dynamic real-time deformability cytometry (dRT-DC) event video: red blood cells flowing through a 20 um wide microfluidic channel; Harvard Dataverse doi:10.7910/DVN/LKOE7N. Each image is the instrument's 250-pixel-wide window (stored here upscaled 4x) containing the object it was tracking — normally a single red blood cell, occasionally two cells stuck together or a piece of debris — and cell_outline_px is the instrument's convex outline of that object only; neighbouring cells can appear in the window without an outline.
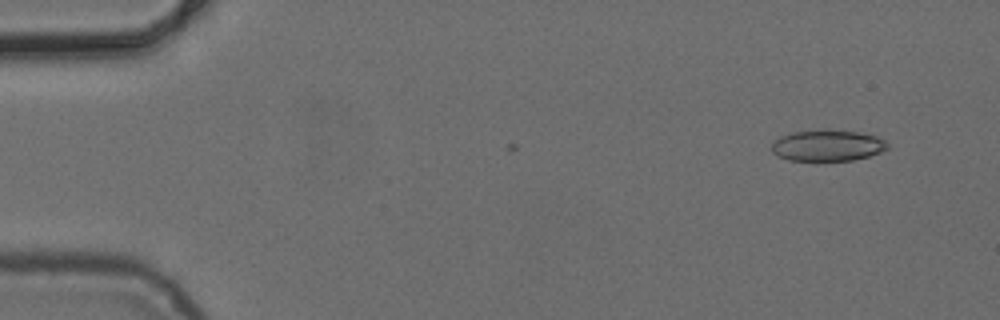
{"species": "common noctule bat (a hibernating species)", "species_latin": "Nyctalus noctula", "temperature_condition": "cold", "stored_images_in_passage": 2, "camera_frame_rate_fps": 3000, "um_per_image_px": 0.085, "animal": {"sex": "female", "body_mass_g": 24.6, "forearm_length_mm": 56.2}, "frame": {"image": 1, "passage_image": 1, "time_ms": 0.0, "image_size_px": [1000, 320], "cell_outline_px": [[888, 148], [880, 152], [868, 156], [852, 160], [788, 160], [776, 156], [772, 152], [772, 144], [780, 136], [792, 132], [828, 128], [860, 132], [876, 136], [884, 140], [888, 144]], "centroid_in_image_um": [70.32, 12.34], "position_along_channel_um": 14.7, "area_um2": 21.27}}